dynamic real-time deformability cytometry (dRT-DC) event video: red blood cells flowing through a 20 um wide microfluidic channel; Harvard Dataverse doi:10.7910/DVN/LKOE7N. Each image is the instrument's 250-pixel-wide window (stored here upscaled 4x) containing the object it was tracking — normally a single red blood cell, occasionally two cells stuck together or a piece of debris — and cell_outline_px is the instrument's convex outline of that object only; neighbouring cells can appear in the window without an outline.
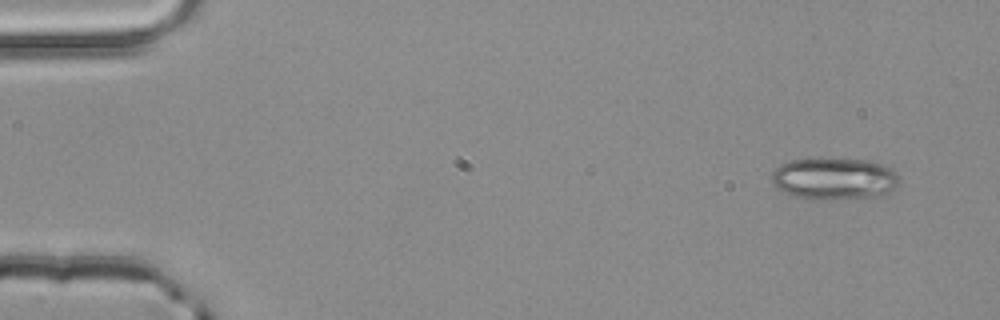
{"species": "common noctule bat (a hibernating species)", "species_latin": "Nyctalus noctula", "temperature_condition": "room temperature", "stored_images_in_passage": 3, "camera_frame_rate_fps": 3000, "um_per_image_px": 0.085, "animal": {"sex": "male", "body_mass_g": 20.4}, "frame": {"image": 1, "passage_image": 1, "time_ms": 0.0, "image_size_px": [1000, 320], "cell_outline_px": [[900, 184], [888, 192], [880, 196], [820, 200], [816, 200], [792, 196], [776, 188], [772, 184], [772, 172], [780, 164], [792, 160], [820, 156], [872, 160], [884, 164], [892, 168], [900, 176]], "centroid_in_image_um": [70.92, 15.15], "position_along_channel_um": 14.1, "area_um2": 32.37}}